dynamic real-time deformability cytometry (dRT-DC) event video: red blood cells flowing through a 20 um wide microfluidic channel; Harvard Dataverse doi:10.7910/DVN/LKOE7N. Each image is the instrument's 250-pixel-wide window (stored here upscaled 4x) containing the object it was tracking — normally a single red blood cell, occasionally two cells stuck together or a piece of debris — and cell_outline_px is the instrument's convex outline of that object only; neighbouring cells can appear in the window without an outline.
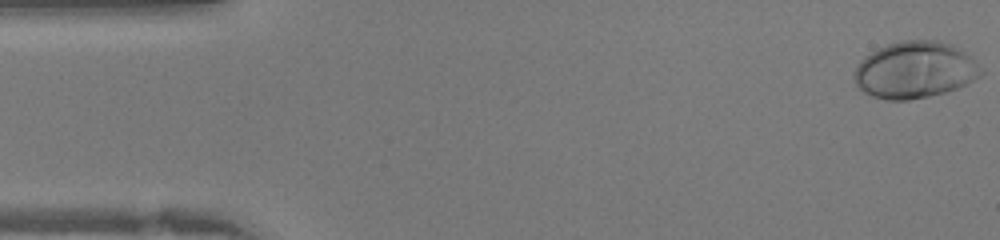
{"species": "human", "species_latin": "Homo sapiens", "temperature_condition": "warm", "stored_images_in_passage": 42, "camera_frame_rate_fps": 3000, "um_per_image_px": 0.085, "donor": {"sex": "female"}, "frame": {"image": 1, "passage_image": 1, "time_ms": 0.0, "image_size_px": [1000, 240], "cell_outline_px": [[984, 72], [980, 76], [956, 88], [944, 92], [928, 96], [908, 100], [888, 100], [872, 96], [860, 92], [856, 88], [852, 76], [860, 60], [864, 56], [888, 44], [900, 40], [936, 40], [952, 44], [960, 48]], "centroid_in_image_um": [77.69, 5.95], "position_along_channel_um": 7.3, "area_um2": 41.85}}
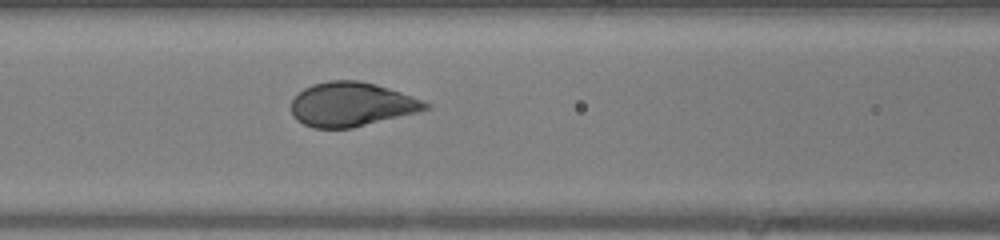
{"frame": {"image": 2, "passage_image": 17, "time_ms": 5.333, "image_size_px": [1000, 240], "cell_outline_px": [[432, 108], [352, 128], [312, 128], [296, 120], [292, 116], [292, 100], [304, 88], [312, 84], [328, 80], [360, 80], [376, 84], [424, 100], [432, 104]], "centroid_in_image_um": [29.88, 8.86], "position_along_channel_um": 136.7, "area_um2": 34.56}}
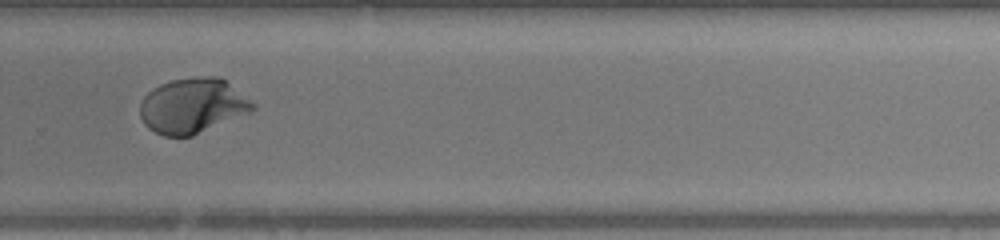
{"frame": {"image": 3, "passage_image": 28, "time_ms": 9.0, "image_size_px": [1000, 240], "cell_outline_px": [[256, 108], [248, 112], [192, 136], [164, 136], [148, 128], [144, 124], [140, 116], [140, 104], [144, 96], [152, 88], [160, 84], [172, 80], [196, 76], [220, 76], [252, 100], [256, 104]], "centroid_in_image_um": [16.36, 8.97], "position_along_channel_um": 313.4, "area_um2": 36.13}}